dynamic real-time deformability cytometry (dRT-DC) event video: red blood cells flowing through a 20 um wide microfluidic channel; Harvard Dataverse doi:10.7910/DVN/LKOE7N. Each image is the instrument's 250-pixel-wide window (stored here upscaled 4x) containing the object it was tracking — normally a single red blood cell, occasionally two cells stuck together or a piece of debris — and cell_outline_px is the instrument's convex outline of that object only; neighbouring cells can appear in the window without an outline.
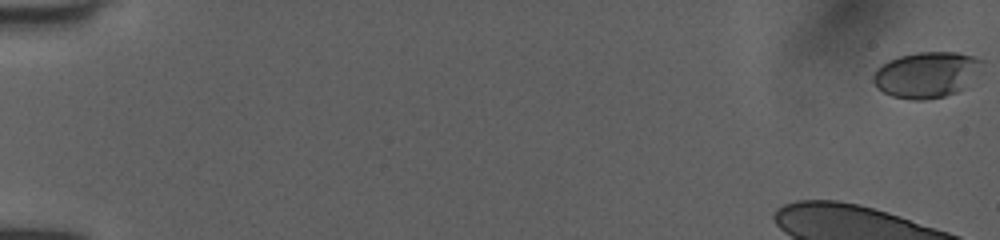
{"species": "human", "species_latin": "Homo sapiens", "temperature_condition": "room temperature", "stored_images_in_passage": 18, "camera_frame_rate_fps": 3000, "um_per_image_px": 0.085, "donor": {"sex": "female"}, "frame": {"image": 1, "passage_image": 1, "time_ms": 0.0, "image_size_px": [1000, 240], "cell_outline_px": [[984, 60], [960, 88], [956, 92], [944, 96], [924, 100], [912, 100], [892, 96], [876, 88], [872, 80], [872, 76], [876, 68], [888, 60], [900, 56], [920, 52], [956, 52], [972, 56]], "centroid_in_image_um": [78.62, 6.34], "position_along_channel_um": 6.4, "area_um2": 28.38}}